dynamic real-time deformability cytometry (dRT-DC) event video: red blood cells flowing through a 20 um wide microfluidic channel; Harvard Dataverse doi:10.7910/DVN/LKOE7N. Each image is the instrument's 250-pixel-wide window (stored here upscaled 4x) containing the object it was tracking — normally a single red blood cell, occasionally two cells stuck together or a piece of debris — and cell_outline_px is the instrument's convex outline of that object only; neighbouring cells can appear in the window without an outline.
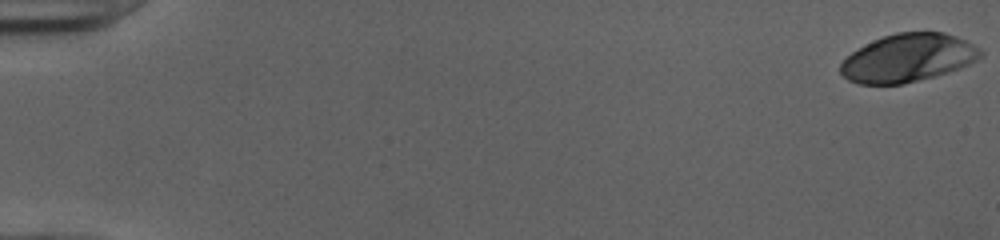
{"species": "human", "species_latin": "Homo sapiens", "temperature_condition": "cold", "stored_images_in_passage": 52, "camera_frame_rate_fps": 3000, "um_per_image_px": 0.085, "donor": {"sex": "female"}, "frame": {"image": 1, "passage_image": 1, "time_ms": 0.0, "image_size_px": [1000, 240], "cell_outline_px": [[984, 56], [960, 68], [936, 76], [904, 84], [856, 84], [848, 80], [840, 72], [840, 64], [852, 52], [884, 36], [896, 32], [944, 32], [956, 36], [980, 48], [984, 52]], "centroid_in_image_um": [77.21, 4.94], "position_along_channel_um": 7.8, "area_um2": 39.07}}
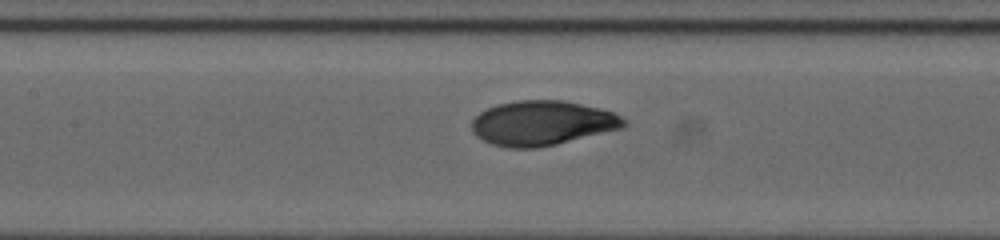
{"frame": {"image": 2, "passage_image": 26, "time_ms": 8.333, "image_size_px": [1000, 240], "cell_outline_px": [[628, 124], [624, 128], [556, 144], [536, 148], [508, 148], [492, 144], [476, 136], [472, 132], [472, 120], [480, 112], [496, 104], [516, 100], [564, 100], [600, 108], [612, 112], [628, 120]], "centroid_in_image_um": [46.11, 10.46], "position_along_channel_um": 161.3, "area_um2": 39.82}}
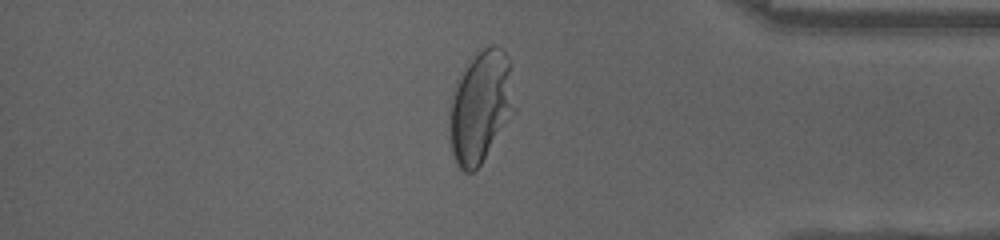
{"frame": {"image": 3, "passage_image": 45, "time_ms": 14.667, "image_size_px": [1000, 240], "cell_outline_px": [[516, 112], [480, 164], [472, 172], [464, 172], [456, 164], [452, 152], [448, 128], [448, 112], [456, 80], [468, 64], [484, 48], [492, 44], [496, 44], [504, 48], [508, 56], [516, 108]], "centroid_in_image_um": [40.85, 9.08], "position_along_channel_um": 394.3, "area_um2": 42.77}, "authors_computed_cell_mechanics": {"area_um2": 39.4485, "velocity_mm_per_s": 3.9761, "shape_relaxation_time_tau1_ms": 3.601, "shape_relaxation_time_tau2_ms": 0.8164, "deformation_change_tau1": 0.1852, "deformation_change_tau2": 0.0454}}